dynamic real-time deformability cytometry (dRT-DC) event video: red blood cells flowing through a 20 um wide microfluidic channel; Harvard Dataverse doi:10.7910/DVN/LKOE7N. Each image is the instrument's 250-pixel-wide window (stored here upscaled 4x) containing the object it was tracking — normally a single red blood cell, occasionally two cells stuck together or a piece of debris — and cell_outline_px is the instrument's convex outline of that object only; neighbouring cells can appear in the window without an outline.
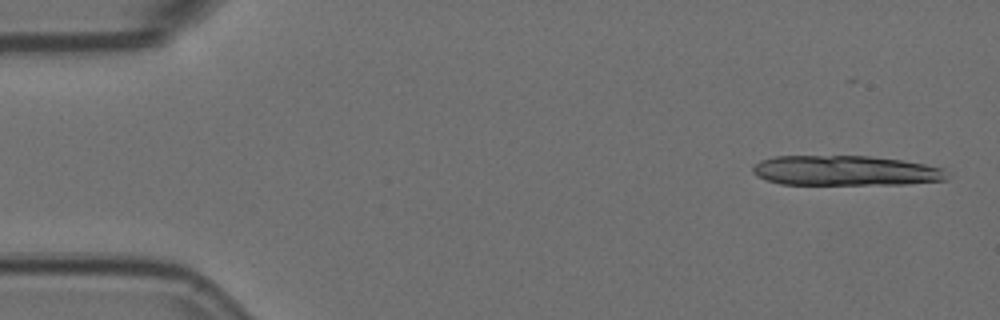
{"species": "Egyptian fruit bat (a non-hibernating species)", "species_latin": "Rousettus aegyptiacus", "temperature_condition": "room temperature", "stored_images_in_passage": 4, "camera_frame_rate_fps": 3000, "um_per_image_px": 0.085, "animal": {"sex": "female"}, "frame": {"image": 1, "passage_image": 1, "time_ms": 0.0, "image_size_px": [1000, 320], "cell_outline_px": [[948, 180], [904, 184], [780, 184], [756, 176], [752, 172], [752, 168], [760, 160], [776, 156], [868, 156], [900, 160], [924, 164], [944, 168], [948, 172]], "centroid_in_image_um": [71.88, 14.5], "position_along_channel_um": 13.1, "area_um2": 33.99}}